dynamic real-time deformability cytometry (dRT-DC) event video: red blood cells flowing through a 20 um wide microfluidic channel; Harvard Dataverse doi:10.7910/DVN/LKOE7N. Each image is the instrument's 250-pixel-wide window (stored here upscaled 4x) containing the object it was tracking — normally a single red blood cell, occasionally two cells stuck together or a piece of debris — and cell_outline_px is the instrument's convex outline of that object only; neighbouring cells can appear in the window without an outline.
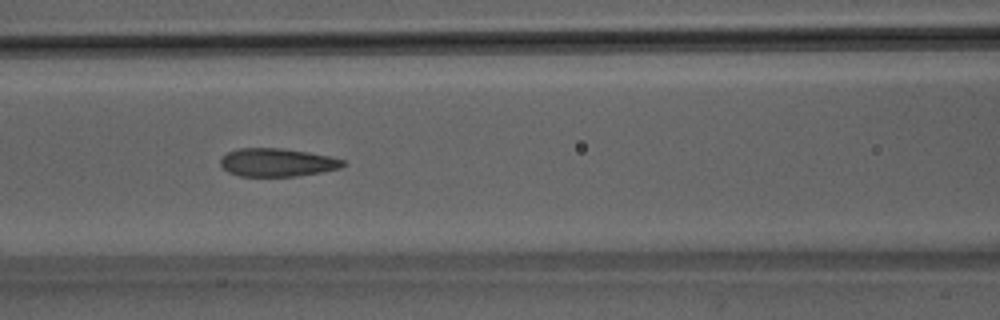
{"species": "Egyptian fruit bat (a non-hibernating species)", "species_latin": "Rousettus aegyptiacus", "temperature_condition": "room temperature", "stored_images_in_passage": 50, "camera_frame_rate_fps": 3000, "um_per_image_px": 0.085, "animal": {"sex": "male"}, "frame": {"image": 1, "passage_image": 22, "time_ms": 7.0, "image_size_px": [1000, 320], "cell_outline_px": [[348, 164], [340, 168], [320, 172], [296, 176], [240, 176], [228, 172], [220, 164], [220, 160], [228, 152], [240, 148], [280, 148], [308, 152], [332, 156], [344, 160]], "centroid_in_image_um": [23.6, 13.8], "position_along_channel_um": 143.0, "area_um2": 20.11}}
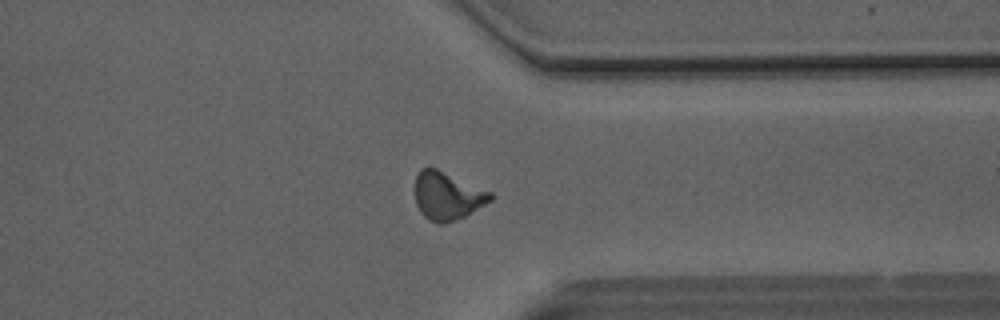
{"frame": {"image": 2, "passage_image": 39, "time_ms": 12.667, "image_size_px": [1000, 320], "cell_outline_px": [[496, 196], [492, 200], [464, 216], [456, 220], [444, 224], [436, 224], [428, 220], [420, 212], [416, 204], [416, 176], [420, 168], [436, 168], [492, 192]], "centroid_in_image_um": [38.03, 16.66], "position_along_channel_um": 373.4, "area_um2": 21.1}}
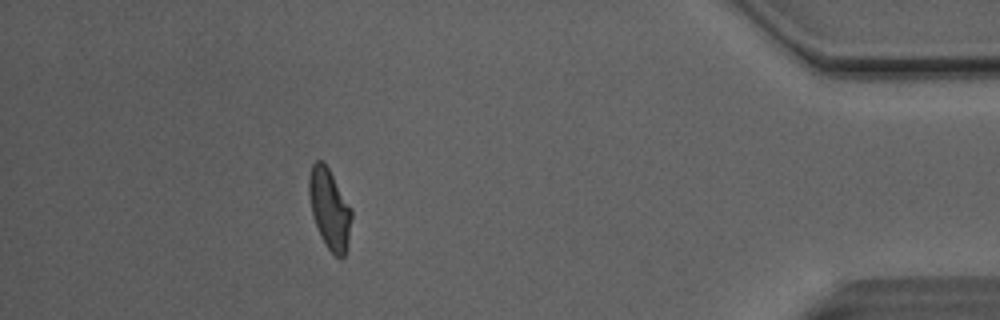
{"frame": {"image": 3, "passage_image": 45, "time_ms": 14.667, "image_size_px": [1000, 320], "cell_outline_px": [[352, 216], [348, 240], [344, 256], [340, 260], [324, 244], [320, 236], [312, 216], [308, 196], [308, 176], [312, 164], [316, 160], [320, 160], [328, 168], [352, 208]], "centroid_in_image_um": [27.99, 17.76], "position_along_channel_um": 407.2, "area_um2": 20.0}, "authors_computed_cell_mechanics": {"area_um2": 20.7213, "velocity_mm_per_s": 4.1144, "shape_relaxation_time_tau1_ms": 9.4826, "shape_relaxation_time_tau2_ms": 1.4783, "deformation_change_tau1": 0.2341, "deformation_change_tau2": 0.0776}}